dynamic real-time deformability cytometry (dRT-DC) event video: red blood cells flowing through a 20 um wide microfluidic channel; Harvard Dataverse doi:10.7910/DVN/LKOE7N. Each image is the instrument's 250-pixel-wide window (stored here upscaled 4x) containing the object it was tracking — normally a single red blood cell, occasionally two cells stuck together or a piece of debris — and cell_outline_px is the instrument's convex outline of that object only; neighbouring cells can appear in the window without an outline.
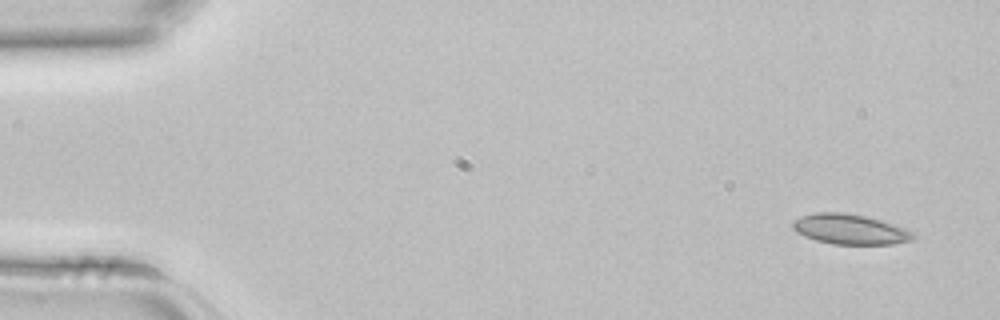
{"species": "common noctule bat (a hibernating species)", "species_latin": "Nyctalus noctula", "temperature_condition": "room temperature", "stored_images_in_passage": 4, "camera_frame_rate_fps": 3000, "um_per_image_px": 0.085, "animal": {"sex": "female", "body_mass_g": 22.7, "forearm_length_mm": 54.2}, "frame": {"image": 1, "passage_image": 1, "time_ms": 0.0, "image_size_px": [1000, 320], "cell_outline_px": [[916, 236], [912, 240], [892, 244], [832, 244], [816, 240], [804, 236], [796, 232], [792, 228], [792, 224], [800, 216], [816, 212], [844, 212], [868, 216], [916, 232]], "centroid_in_image_um": [72.26, 19.48], "position_along_channel_um": 12.7, "area_um2": 21.27}}
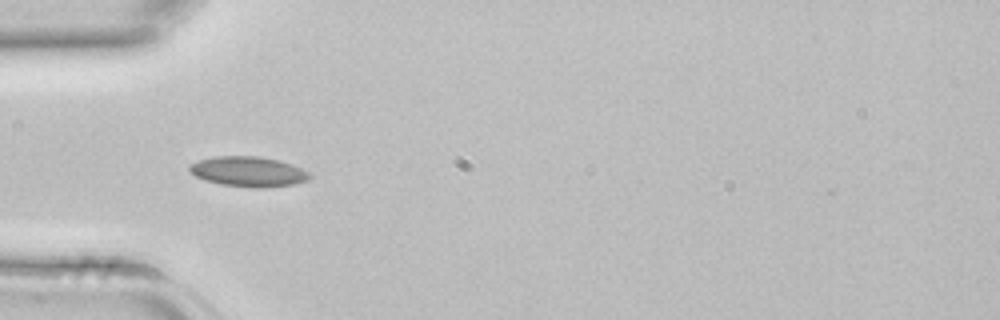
{"frame": {"image": 2, "passage_image": 4, "time_ms": 1.0, "image_size_px": [1000, 320], "cell_outline_px": [[312, 176], [308, 180], [296, 184], [264, 188], [256, 188], [220, 184], [196, 176], [188, 172], [188, 164], [200, 160], [216, 156], [260, 156], [280, 160], [292, 164], [308, 172]], "centroid_in_image_um": [21.12, 14.58], "position_along_channel_um": 63.9, "area_um2": 21.21}}